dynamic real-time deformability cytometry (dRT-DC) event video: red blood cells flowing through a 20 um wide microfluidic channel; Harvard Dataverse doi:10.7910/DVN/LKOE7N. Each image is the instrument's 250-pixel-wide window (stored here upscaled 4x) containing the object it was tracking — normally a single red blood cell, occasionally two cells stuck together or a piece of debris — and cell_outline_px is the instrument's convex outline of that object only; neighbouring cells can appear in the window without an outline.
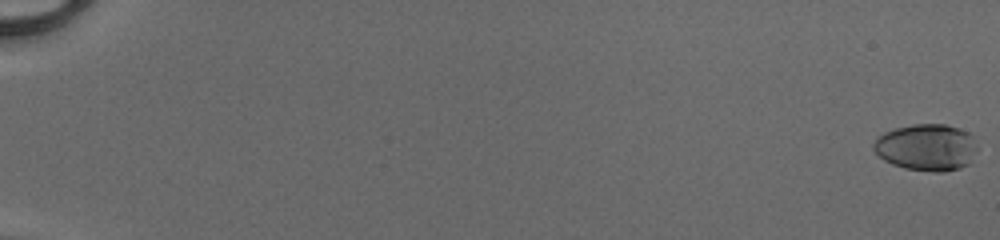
{"species": "human", "species_latin": "Homo sapiens", "temperature_condition": "cold", "stored_images_in_passage": 43, "camera_frame_rate_fps": 3000, "um_per_image_px": 0.085, "donor": {"sex": "male"}, "frame": {"image": 1, "passage_image": 1, "time_ms": 0.0, "image_size_px": [1000, 240], "cell_outline_px": [[980, 148], [968, 164], [960, 168], [940, 172], [932, 172], [904, 168], [892, 164], [884, 160], [872, 148], [872, 144], [884, 132], [896, 128], [912, 124], [944, 124], [960, 128], [968, 132], [972, 136]], "centroid_in_image_um": [78.79, 12.52], "position_along_channel_um": 6.2, "area_um2": 28.5}}
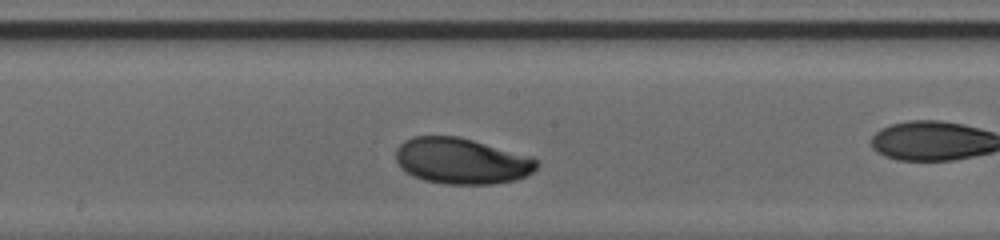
{"frame": {"image": 2, "passage_image": 29, "time_ms": 9.333, "image_size_px": [1000, 240], "cell_outline_px": [[540, 164], [532, 172], [516, 180], [492, 184], [444, 184], [424, 180], [412, 176], [400, 168], [396, 160], [396, 148], [404, 140], [412, 136], [456, 136], [472, 140], [532, 156]], "centroid_in_image_um": [39.21, 13.68], "position_along_channel_um": 209.0, "area_um2": 37.92}}
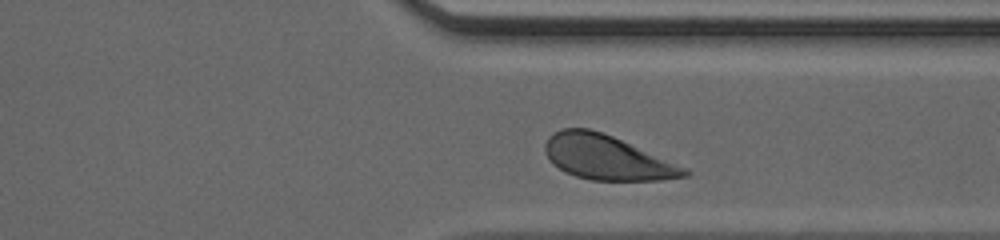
{"frame": {"image": 3, "passage_image": 40, "time_ms": 13.0, "image_size_px": [1000, 240], "cell_outline_px": [[692, 172], [688, 176], [660, 180], [592, 180], [576, 176], [564, 172], [552, 164], [544, 152], [544, 144], [548, 136], [564, 128], [588, 128], [612, 136], [688, 168]], "centroid_in_image_um": [51.57, 13.4], "position_along_channel_um": 359.8, "area_um2": 36.07}}